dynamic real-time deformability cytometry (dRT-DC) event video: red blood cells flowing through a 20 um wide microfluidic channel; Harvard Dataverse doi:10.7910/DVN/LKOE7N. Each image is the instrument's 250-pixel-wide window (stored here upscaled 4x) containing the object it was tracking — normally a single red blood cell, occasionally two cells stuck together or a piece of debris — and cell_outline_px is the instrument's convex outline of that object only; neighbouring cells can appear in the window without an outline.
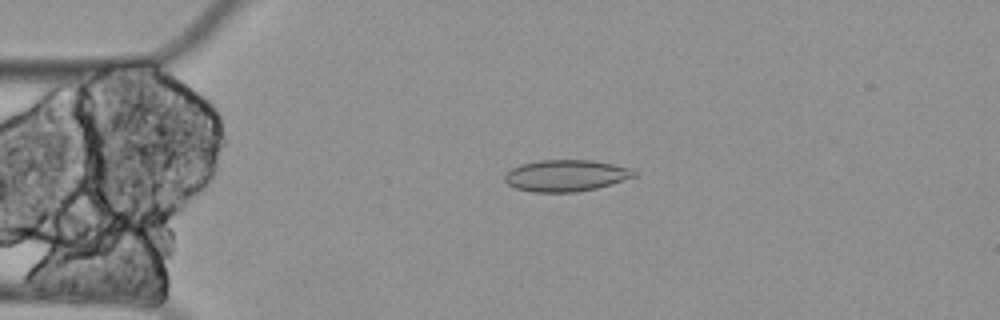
{"species": "Egyptian fruit bat (a non-hibernating species)", "species_latin": "Rousettus aegyptiacus", "temperature_condition": "cold", "stored_images_in_passage": 4, "camera_frame_rate_fps": 3000, "um_per_image_px": 0.085, "animal": {"sex": "female"}, "frame": {"image": 1, "passage_image": 3, "time_ms": 0.667, "image_size_px": [1000, 320], "cell_outline_px": [[636, 176], [612, 184], [596, 188], [576, 192], [532, 192], [516, 188], [508, 184], [504, 180], [504, 176], [512, 168], [520, 164], [540, 160], [592, 160], [632, 168], [636, 172]], "centroid_in_image_um": [48.11, 14.92], "position_along_channel_um": 36.9, "area_um2": 23.81}}